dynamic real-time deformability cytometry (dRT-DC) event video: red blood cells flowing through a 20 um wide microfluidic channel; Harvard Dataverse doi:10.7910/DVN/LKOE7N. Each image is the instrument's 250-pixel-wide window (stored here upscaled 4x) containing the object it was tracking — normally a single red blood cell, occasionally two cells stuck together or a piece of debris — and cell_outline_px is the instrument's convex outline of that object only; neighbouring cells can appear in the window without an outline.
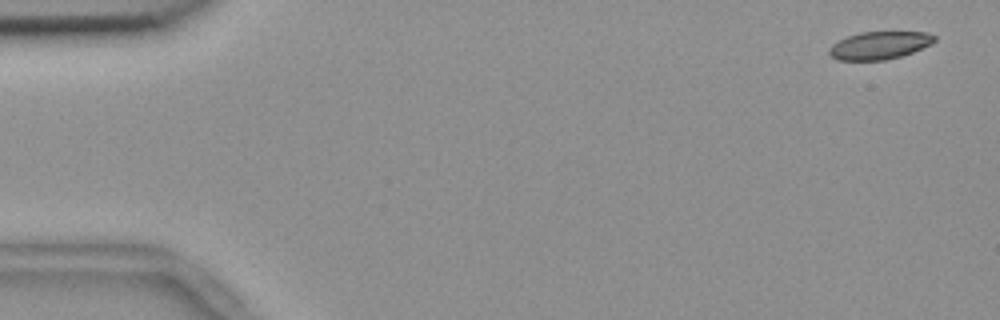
{"species": "common noctule bat (a hibernating species)", "species_latin": "Nyctalus noctula", "temperature_condition": "room temperature", "stored_images_in_passage": 56, "camera_frame_rate_fps": 3000, "um_per_image_px": 0.085, "animal": {"sex": "female", "body_mass_g": 18.4}, "frame": {"image": 1, "passage_image": 3, "time_ms": 0.667, "image_size_px": [1000, 320], "cell_outline_px": [[936, 40], [932, 44], [912, 52], [900, 56], [884, 60], [836, 60], [828, 52], [828, 48], [832, 44], [848, 36], [860, 32], [928, 32], [936, 36]], "centroid_in_image_um": [74.76, 3.85], "position_along_channel_um": 10.2, "area_um2": 16.99}}
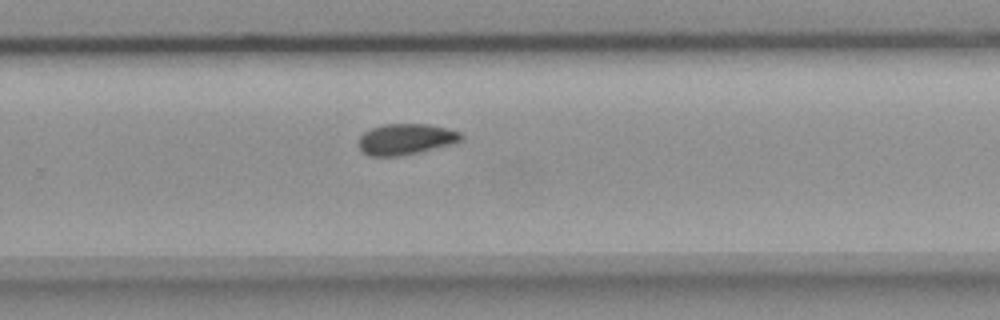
{"frame": {"image": 2, "passage_image": 37, "time_ms": 12.0, "image_size_px": [1000, 320], "cell_outline_px": [[464, 136], [460, 140], [452, 144], [420, 152], [396, 156], [372, 156], [364, 152], [360, 148], [360, 136], [364, 132], [372, 128], [384, 124], [428, 124], [460, 132]], "centroid_in_image_um": [34.51, 11.83], "position_along_channel_um": 295.3, "area_um2": 18.21}}
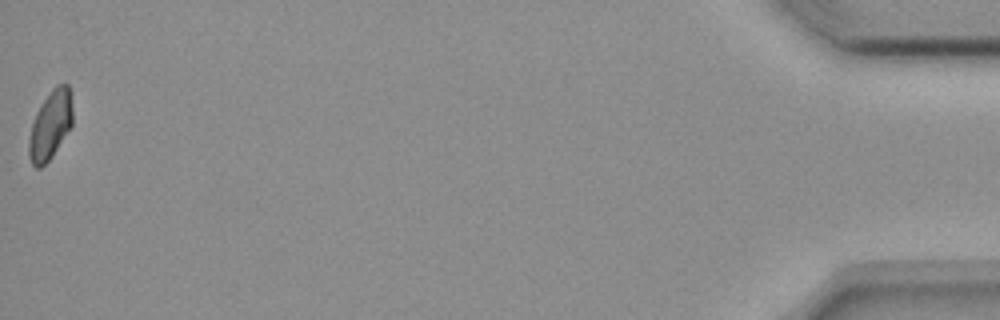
{"frame": {"image": 3, "passage_image": 56, "time_ms": 18.333, "image_size_px": [1000, 320], "cell_outline_px": [[72, 124], [52, 156], [40, 168], [36, 168], [32, 164], [28, 156], [28, 140], [32, 124], [36, 112], [40, 104], [52, 88], [56, 84], [68, 84], [72, 92]], "centroid_in_image_um": [4.28, 10.59], "position_along_channel_um": 430.9, "area_um2": 17.57}, "authors_computed_cell_mechanics": {"area_um2": 18.4671, "velocity_mm_per_s": 3.6749, "shape_relaxation_time_tau1_ms": null, "shape_relaxation_time_tau2_ms": 6.8676, "deformation_change_tau1": null, "deformation_change_tau2": 0.1028}}